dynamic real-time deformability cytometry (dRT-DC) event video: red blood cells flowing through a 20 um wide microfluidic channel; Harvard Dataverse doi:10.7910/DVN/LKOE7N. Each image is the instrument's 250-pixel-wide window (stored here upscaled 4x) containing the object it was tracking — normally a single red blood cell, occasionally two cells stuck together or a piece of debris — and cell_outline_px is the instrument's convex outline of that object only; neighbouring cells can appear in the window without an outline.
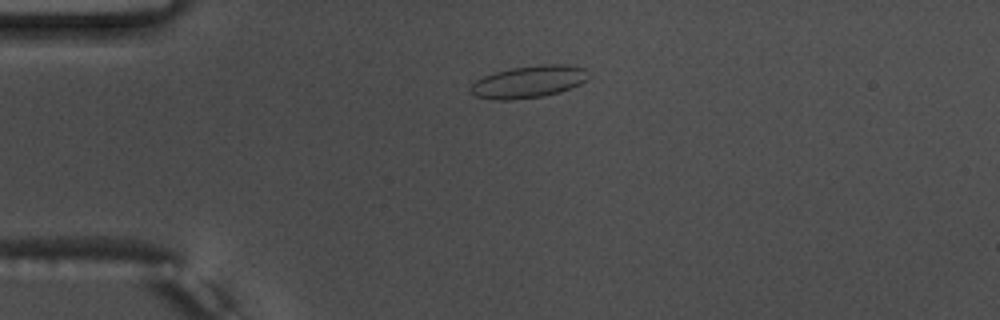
{"species": "common noctule bat (a hibernating species)", "species_latin": "Nyctalus noctula", "temperature_condition": "warm", "stored_images_in_passage": 44, "camera_frame_rate_fps": 3000, "um_per_image_px": 0.085, "animal": {"sex": "male", "body_mass_g": 17.5, "forearm_length_mm": 52.3}, "frame": {"image": 1, "passage_image": 2, "time_ms": 0.333, "image_size_px": [1000, 320], "cell_outline_px": [[588, 80], [572, 88], [560, 92], [544, 96], [512, 100], [492, 100], [476, 96], [468, 92], [468, 88], [476, 80], [484, 76], [496, 72], [512, 68], [540, 64], [564, 64], [584, 68], [588, 76]], "centroid_in_image_um": [44.92, 6.96], "position_along_channel_um": 40.1, "area_um2": 22.31}}
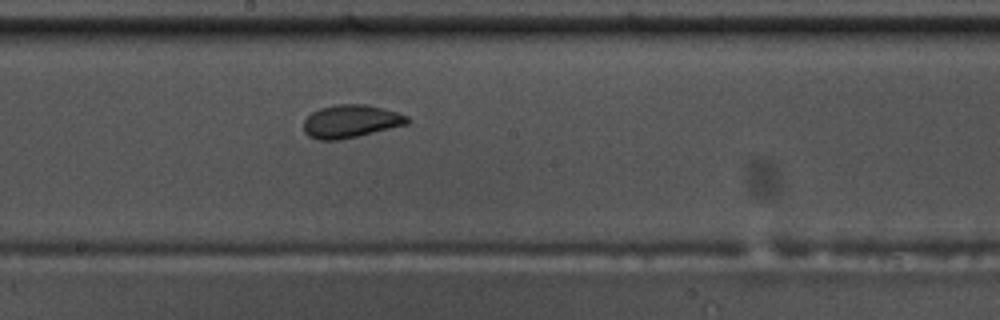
{"frame": {"image": 2, "passage_image": 19, "time_ms": 6.0, "image_size_px": [1000, 320], "cell_outline_px": [[412, 120], [408, 124], [340, 140], [316, 140], [308, 136], [304, 132], [304, 120], [312, 112], [320, 108], [336, 104], [368, 104], [396, 112], [408, 116]], "centroid_in_image_um": [29.81, 10.31], "position_along_channel_um": 218.4, "area_um2": 20.0}}
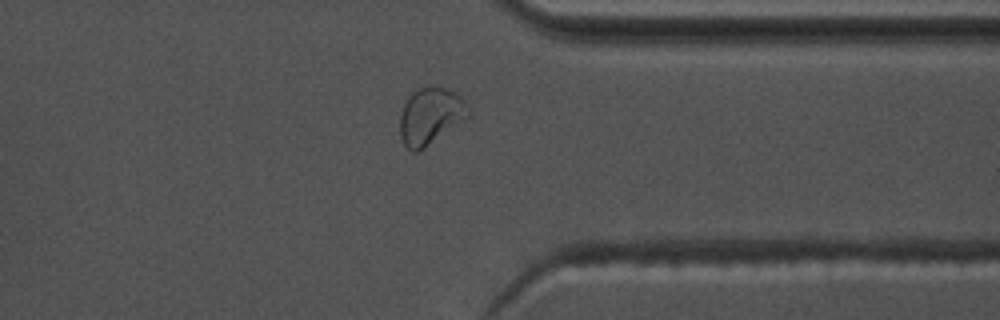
{"frame": {"image": 3, "passage_image": 32, "time_ms": 10.333, "image_size_px": [1000, 320], "cell_outline_px": [[472, 116], [468, 120], [424, 148], [416, 152], [412, 152], [404, 144], [400, 136], [400, 116], [404, 104], [408, 96], [412, 92], [428, 84], [444, 88], [456, 92], [464, 100], [472, 112]], "centroid_in_image_um": [36.65, 9.86], "position_along_channel_um": 374.8, "area_um2": 23.29}, "authors_computed_cell_mechanics": {"area_um2": 20.0277, "velocity_mm_per_s": 3.6782, "shape_relaxation_time_tau1_ms": 3.4235, "shape_relaxation_time_tau2_ms": 1.0237, "deformation_change_tau1": 0.0994, "deformation_change_tau2": 0.0484}}